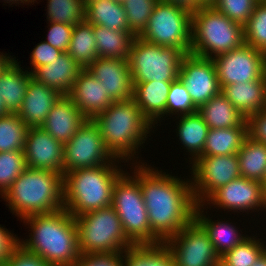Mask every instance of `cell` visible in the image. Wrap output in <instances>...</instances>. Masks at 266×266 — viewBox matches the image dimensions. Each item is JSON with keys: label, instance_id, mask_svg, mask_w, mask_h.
<instances>
[{"label": "cell", "instance_id": "obj_26", "mask_svg": "<svg viewBox=\"0 0 266 266\" xmlns=\"http://www.w3.org/2000/svg\"><path fill=\"white\" fill-rule=\"evenodd\" d=\"M197 111L209 129L247 127L246 118L222 93L213 96Z\"/></svg>", "mask_w": 266, "mask_h": 266}, {"label": "cell", "instance_id": "obj_43", "mask_svg": "<svg viewBox=\"0 0 266 266\" xmlns=\"http://www.w3.org/2000/svg\"><path fill=\"white\" fill-rule=\"evenodd\" d=\"M50 24V25H49ZM46 42L62 52H67L72 38L73 27L70 24L50 22Z\"/></svg>", "mask_w": 266, "mask_h": 266}, {"label": "cell", "instance_id": "obj_36", "mask_svg": "<svg viewBox=\"0 0 266 266\" xmlns=\"http://www.w3.org/2000/svg\"><path fill=\"white\" fill-rule=\"evenodd\" d=\"M47 21L75 26L85 20V0H48Z\"/></svg>", "mask_w": 266, "mask_h": 266}, {"label": "cell", "instance_id": "obj_47", "mask_svg": "<svg viewBox=\"0 0 266 266\" xmlns=\"http://www.w3.org/2000/svg\"><path fill=\"white\" fill-rule=\"evenodd\" d=\"M247 134L255 141L266 144V109L246 118Z\"/></svg>", "mask_w": 266, "mask_h": 266}, {"label": "cell", "instance_id": "obj_32", "mask_svg": "<svg viewBox=\"0 0 266 266\" xmlns=\"http://www.w3.org/2000/svg\"><path fill=\"white\" fill-rule=\"evenodd\" d=\"M247 135V127L209 129L200 156L237 154Z\"/></svg>", "mask_w": 266, "mask_h": 266}, {"label": "cell", "instance_id": "obj_19", "mask_svg": "<svg viewBox=\"0 0 266 266\" xmlns=\"http://www.w3.org/2000/svg\"><path fill=\"white\" fill-rule=\"evenodd\" d=\"M87 119H93L115 102L87 69H83L67 95Z\"/></svg>", "mask_w": 266, "mask_h": 266}, {"label": "cell", "instance_id": "obj_8", "mask_svg": "<svg viewBox=\"0 0 266 266\" xmlns=\"http://www.w3.org/2000/svg\"><path fill=\"white\" fill-rule=\"evenodd\" d=\"M111 206L121 220L126 237L133 245L162 243L150 229L140 183L134 175L124 172L117 179Z\"/></svg>", "mask_w": 266, "mask_h": 266}, {"label": "cell", "instance_id": "obj_13", "mask_svg": "<svg viewBox=\"0 0 266 266\" xmlns=\"http://www.w3.org/2000/svg\"><path fill=\"white\" fill-rule=\"evenodd\" d=\"M163 243L172 255L174 266H214L220 258L207 232L195 219Z\"/></svg>", "mask_w": 266, "mask_h": 266}, {"label": "cell", "instance_id": "obj_17", "mask_svg": "<svg viewBox=\"0 0 266 266\" xmlns=\"http://www.w3.org/2000/svg\"><path fill=\"white\" fill-rule=\"evenodd\" d=\"M64 144L40 127H29L24 144L26 165L63 175Z\"/></svg>", "mask_w": 266, "mask_h": 266}, {"label": "cell", "instance_id": "obj_57", "mask_svg": "<svg viewBox=\"0 0 266 266\" xmlns=\"http://www.w3.org/2000/svg\"><path fill=\"white\" fill-rule=\"evenodd\" d=\"M113 1H116V2H120L121 3L123 0H113Z\"/></svg>", "mask_w": 266, "mask_h": 266}, {"label": "cell", "instance_id": "obj_6", "mask_svg": "<svg viewBox=\"0 0 266 266\" xmlns=\"http://www.w3.org/2000/svg\"><path fill=\"white\" fill-rule=\"evenodd\" d=\"M191 31V53L204 58H213L244 44V26L213 6L192 12Z\"/></svg>", "mask_w": 266, "mask_h": 266}, {"label": "cell", "instance_id": "obj_55", "mask_svg": "<svg viewBox=\"0 0 266 266\" xmlns=\"http://www.w3.org/2000/svg\"><path fill=\"white\" fill-rule=\"evenodd\" d=\"M6 110H5V107H4V104H3V101H2V98H1V95H0V116L6 114Z\"/></svg>", "mask_w": 266, "mask_h": 266}, {"label": "cell", "instance_id": "obj_20", "mask_svg": "<svg viewBox=\"0 0 266 266\" xmlns=\"http://www.w3.org/2000/svg\"><path fill=\"white\" fill-rule=\"evenodd\" d=\"M61 96L57 90L38 82L31 75L22 107L17 115L28 127H40Z\"/></svg>", "mask_w": 266, "mask_h": 266}, {"label": "cell", "instance_id": "obj_5", "mask_svg": "<svg viewBox=\"0 0 266 266\" xmlns=\"http://www.w3.org/2000/svg\"><path fill=\"white\" fill-rule=\"evenodd\" d=\"M1 198L21 219L58 211L64 208L63 175L27 167Z\"/></svg>", "mask_w": 266, "mask_h": 266}, {"label": "cell", "instance_id": "obj_45", "mask_svg": "<svg viewBox=\"0 0 266 266\" xmlns=\"http://www.w3.org/2000/svg\"><path fill=\"white\" fill-rule=\"evenodd\" d=\"M73 266H125L124 252L80 255Z\"/></svg>", "mask_w": 266, "mask_h": 266}, {"label": "cell", "instance_id": "obj_7", "mask_svg": "<svg viewBox=\"0 0 266 266\" xmlns=\"http://www.w3.org/2000/svg\"><path fill=\"white\" fill-rule=\"evenodd\" d=\"M75 221L81 255L123 253L133 246L112 206L75 216Z\"/></svg>", "mask_w": 266, "mask_h": 266}, {"label": "cell", "instance_id": "obj_11", "mask_svg": "<svg viewBox=\"0 0 266 266\" xmlns=\"http://www.w3.org/2000/svg\"><path fill=\"white\" fill-rule=\"evenodd\" d=\"M63 149V175L81 168L98 167L109 162L119 164L123 161L115 158L106 148L93 119H86L76 134L64 143Z\"/></svg>", "mask_w": 266, "mask_h": 266}, {"label": "cell", "instance_id": "obj_39", "mask_svg": "<svg viewBox=\"0 0 266 266\" xmlns=\"http://www.w3.org/2000/svg\"><path fill=\"white\" fill-rule=\"evenodd\" d=\"M121 3L127 15L129 31L139 37L146 29L158 0H123Z\"/></svg>", "mask_w": 266, "mask_h": 266}, {"label": "cell", "instance_id": "obj_44", "mask_svg": "<svg viewBox=\"0 0 266 266\" xmlns=\"http://www.w3.org/2000/svg\"><path fill=\"white\" fill-rule=\"evenodd\" d=\"M30 55V65L31 74L40 66L52 64V61L57 60V58L63 53L57 48H54L45 40L38 43Z\"/></svg>", "mask_w": 266, "mask_h": 266}, {"label": "cell", "instance_id": "obj_41", "mask_svg": "<svg viewBox=\"0 0 266 266\" xmlns=\"http://www.w3.org/2000/svg\"><path fill=\"white\" fill-rule=\"evenodd\" d=\"M186 86L180 81H173L169 88L166 104V116L191 114L197 111ZM168 115V116H167Z\"/></svg>", "mask_w": 266, "mask_h": 266}, {"label": "cell", "instance_id": "obj_52", "mask_svg": "<svg viewBox=\"0 0 266 266\" xmlns=\"http://www.w3.org/2000/svg\"><path fill=\"white\" fill-rule=\"evenodd\" d=\"M199 7L213 6L216 0H194Z\"/></svg>", "mask_w": 266, "mask_h": 266}, {"label": "cell", "instance_id": "obj_33", "mask_svg": "<svg viewBox=\"0 0 266 266\" xmlns=\"http://www.w3.org/2000/svg\"><path fill=\"white\" fill-rule=\"evenodd\" d=\"M67 53L83 69H86L98 58L97 43L92 24L84 20L73 27L72 38Z\"/></svg>", "mask_w": 266, "mask_h": 266}, {"label": "cell", "instance_id": "obj_35", "mask_svg": "<svg viewBox=\"0 0 266 266\" xmlns=\"http://www.w3.org/2000/svg\"><path fill=\"white\" fill-rule=\"evenodd\" d=\"M28 128L17 113L0 116V152L23 151Z\"/></svg>", "mask_w": 266, "mask_h": 266}, {"label": "cell", "instance_id": "obj_29", "mask_svg": "<svg viewBox=\"0 0 266 266\" xmlns=\"http://www.w3.org/2000/svg\"><path fill=\"white\" fill-rule=\"evenodd\" d=\"M85 20L111 30L129 31L122 3L113 0H85Z\"/></svg>", "mask_w": 266, "mask_h": 266}, {"label": "cell", "instance_id": "obj_40", "mask_svg": "<svg viewBox=\"0 0 266 266\" xmlns=\"http://www.w3.org/2000/svg\"><path fill=\"white\" fill-rule=\"evenodd\" d=\"M27 168L24 151L0 152V195L9 189L13 182Z\"/></svg>", "mask_w": 266, "mask_h": 266}, {"label": "cell", "instance_id": "obj_28", "mask_svg": "<svg viewBox=\"0 0 266 266\" xmlns=\"http://www.w3.org/2000/svg\"><path fill=\"white\" fill-rule=\"evenodd\" d=\"M179 121L177 125V137L186 152L190 153V164H192L202 153L209 131V126L203 121L198 111L191 114L176 116ZM180 117V118H179Z\"/></svg>", "mask_w": 266, "mask_h": 266}, {"label": "cell", "instance_id": "obj_25", "mask_svg": "<svg viewBox=\"0 0 266 266\" xmlns=\"http://www.w3.org/2000/svg\"><path fill=\"white\" fill-rule=\"evenodd\" d=\"M204 204H197L195 210V220L207 232L210 241L212 242L215 252L222 257L227 251L233 249L237 244L241 243L248 235H242L236 228L229 222L213 221L209 216L204 215Z\"/></svg>", "mask_w": 266, "mask_h": 266}, {"label": "cell", "instance_id": "obj_30", "mask_svg": "<svg viewBox=\"0 0 266 266\" xmlns=\"http://www.w3.org/2000/svg\"><path fill=\"white\" fill-rule=\"evenodd\" d=\"M98 57L128 59L135 36L130 31L111 30L93 25Z\"/></svg>", "mask_w": 266, "mask_h": 266}, {"label": "cell", "instance_id": "obj_34", "mask_svg": "<svg viewBox=\"0 0 266 266\" xmlns=\"http://www.w3.org/2000/svg\"><path fill=\"white\" fill-rule=\"evenodd\" d=\"M125 266H174L172 255L164 243L133 245L124 252Z\"/></svg>", "mask_w": 266, "mask_h": 266}, {"label": "cell", "instance_id": "obj_24", "mask_svg": "<svg viewBox=\"0 0 266 266\" xmlns=\"http://www.w3.org/2000/svg\"><path fill=\"white\" fill-rule=\"evenodd\" d=\"M221 93L247 118L266 109V75L256 81L229 84Z\"/></svg>", "mask_w": 266, "mask_h": 266}, {"label": "cell", "instance_id": "obj_48", "mask_svg": "<svg viewBox=\"0 0 266 266\" xmlns=\"http://www.w3.org/2000/svg\"><path fill=\"white\" fill-rule=\"evenodd\" d=\"M18 245L19 238L17 235L0 225V265H3Z\"/></svg>", "mask_w": 266, "mask_h": 266}, {"label": "cell", "instance_id": "obj_46", "mask_svg": "<svg viewBox=\"0 0 266 266\" xmlns=\"http://www.w3.org/2000/svg\"><path fill=\"white\" fill-rule=\"evenodd\" d=\"M3 266H51L38 255L27 251L20 244L13 250Z\"/></svg>", "mask_w": 266, "mask_h": 266}, {"label": "cell", "instance_id": "obj_3", "mask_svg": "<svg viewBox=\"0 0 266 266\" xmlns=\"http://www.w3.org/2000/svg\"><path fill=\"white\" fill-rule=\"evenodd\" d=\"M93 120L99 127L106 148L124 163L136 158L137 150L153 129L132 98L113 102Z\"/></svg>", "mask_w": 266, "mask_h": 266}, {"label": "cell", "instance_id": "obj_42", "mask_svg": "<svg viewBox=\"0 0 266 266\" xmlns=\"http://www.w3.org/2000/svg\"><path fill=\"white\" fill-rule=\"evenodd\" d=\"M259 0H216L213 5L219 12L234 22L245 25Z\"/></svg>", "mask_w": 266, "mask_h": 266}, {"label": "cell", "instance_id": "obj_54", "mask_svg": "<svg viewBox=\"0 0 266 266\" xmlns=\"http://www.w3.org/2000/svg\"><path fill=\"white\" fill-rule=\"evenodd\" d=\"M214 266H233V265H230L228 264L222 257H220Z\"/></svg>", "mask_w": 266, "mask_h": 266}, {"label": "cell", "instance_id": "obj_38", "mask_svg": "<svg viewBox=\"0 0 266 266\" xmlns=\"http://www.w3.org/2000/svg\"><path fill=\"white\" fill-rule=\"evenodd\" d=\"M262 240L257 239L255 235L248 236L233 249L227 251L222 258L233 266H251L266 250V245Z\"/></svg>", "mask_w": 266, "mask_h": 266}, {"label": "cell", "instance_id": "obj_22", "mask_svg": "<svg viewBox=\"0 0 266 266\" xmlns=\"http://www.w3.org/2000/svg\"><path fill=\"white\" fill-rule=\"evenodd\" d=\"M82 70L67 52H63L52 64L38 67L32 77L62 95H68Z\"/></svg>", "mask_w": 266, "mask_h": 266}, {"label": "cell", "instance_id": "obj_56", "mask_svg": "<svg viewBox=\"0 0 266 266\" xmlns=\"http://www.w3.org/2000/svg\"><path fill=\"white\" fill-rule=\"evenodd\" d=\"M264 187L266 188V172H265V179H264Z\"/></svg>", "mask_w": 266, "mask_h": 266}, {"label": "cell", "instance_id": "obj_9", "mask_svg": "<svg viewBox=\"0 0 266 266\" xmlns=\"http://www.w3.org/2000/svg\"><path fill=\"white\" fill-rule=\"evenodd\" d=\"M184 55L179 48L163 47L135 37L128 55L132 83L177 80Z\"/></svg>", "mask_w": 266, "mask_h": 266}, {"label": "cell", "instance_id": "obj_1", "mask_svg": "<svg viewBox=\"0 0 266 266\" xmlns=\"http://www.w3.org/2000/svg\"><path fill=\"white\" fill-rule=\"evenodd\" d=\"M132 160L134 176L139 180L152 233L163 243L195 219V201L191 179H180L147 163ZM142 164V165H141ZM157 169V170H156ZM168 173V174H166Z\"/></svg>", "mask_w": 266, "mask_h": 266}, {"label": "cell", "instance_id": "obj_51", "mask_svg": "<svg viewBox=\"0 0 266 266\" xmlns=\"http://www.w3.org/2000/svg\"><path fill=\"white\" fill-rule=\"evenodd\" d=\"M251 266H266V250L258 257Z\"/></svg>", "mask_w": 266, "mask_h": 266}, {"label": "cell", "instance_id": "obj_4", "mask_svg": "<svg viewBox=\"0 0 266 266\" xmlns=\"http://www.w3.org/2000/svg\"><path fill=\"white\" fill-rule=\"evenodd\" d=\"M120 166V167H119ZM116 162L63 175L64 209L73 217L112 205L113 189L125 172Z\"/></svg>", "mask_w": 266, "mask_h": 266}, {"label": "cell", "instance_id": "obj_53", "mask_svg": "<svg viewBox=\"0 0 266 266\" xmlns=\"http://www.w3.org/2000/svg\"><path fill=\"white\" fill-rule=\"evenodd\" d=\"M4 1H5L4 3H9V5L11 4V6H12V4H15V3L16 4L23 3V5L28 3L27 5H29L30 3L33 2V4H34V2L37 0H4Z\"/></svg>", "mask_w": 266, "mask_h": 266}, {"label": "cell", "instance_id": "obj_21", "mask_svg": "<svg viewBox=\"0 0 266 266\" xmlns=\"http://www.w3.org/2000/svg\"><path fill=\"white\" fill-rule=\"evenodd\" d=\"M87 118L67 95L54 104L41 127L61 143L68 142Z\"/></svg>", "mask_w": 266, "mask_h": 266}, {"label": "cell", "instance_id": "obj_10", "mask_svg": "<svg viewBox=\"0 0 266 266\" xmlns=\"http://www.w3.org/2000/svg\"><path fill=\"white\" fill-rule=\"evenodd\" d=\"M191 30V11L158 1L149 17L146 29L139 37L146 42L179 48L184 54H190Z\"/></svg>", "mask_w": 266, "mask_h": 266}, {"label": "cell", "instance_id": "obj_37", "mask_svg": "<svg viewBox=\"0 0 266 266\" xmlns=\"http://www.w3.org/2000/svg\"><path fill=\"white\" fill-rule=\"evenodd\" d=\"M244 43L266 53V0H259L244 25Z\"/></svg>", "mask_w": 266, "mask_h": 266}, {"label": "cell", "instance_id": "obj_12", "mask_svg": "<svg viewBox=\"0 0 266 266\" xmlns=\"http://www.w3.org/2000/svg\"><path fill=\"white\" fill-rule=\"evenodd\" d=\"M195 201L202 204L214 191L241 177L237 154L199 156L190 168Z\"/></svg>", "mask_w": 266, "mask_h": 266}, {"label": "cell", "instance_id": "obj_23", "mask_svg": "<svg viewBox=\"0 0 266 266\" xmlns=\"http://www.w3.org/2000/svg\"><path fill=\"white\" fill-rule=\"evenodd\" d=\"M171 83L160 81L133 83L132 99L153 127L155 124L158 126V121L161 119L165 120L167 95Z\"/></svg>", "mask_w": 266, "mask_h": 266}, {"label": "cell", "instance_id": "obj_49", "mask_svg": "<svg viewBox=\"0 0 266 266\" xmlns=\"http://www.w3.org/2000/svg\"><path fill=\"white\" fill-rule=\"evenodd\" d=\"M158 1H162L165 3H170L173 5H177V6H181L191 12H193L194 10H197L199 8V6L195 3L194 0H158Z\"/></svg>", "mask_w": 266, "mask_h": 266}, {"label": "cell", "instance_id": "obj_2", "mask_svg": "<svg viewBox=\"0 0 266 266\" xmlns=\"http://www.w3.org/2000/svg\"><path fill=\"white\" fill-rule=\"evenodd\" d=\"M29 225L28 239H19L27 251L41 257L51 266H73L80 258L75 217L64 208L22 219Z\"/></svg>", "mask_w": 266, "mask_h": 266}, {"label": "cell", "instance_id": "obj_27", "mask_svg": "<svg viewBox=\"0 0 266 266\" xmlns=\"http://www.w3.org/2000/svg\"><path fill=\"white\" fill-rule=\"evenodd\" d=\"M20 66L16 60L0 74V95L5 110L9 113H17L21 109L32 75Z\"/></svg>", "mask_w": 266, "mask_h": 266}, {"label": "cell", "instance_id": "obj_18", "mask_svg": "<svg viewBox=\"0 0 266 266\" xmlns=\"http://www.w3.org/2000/svg\"><path fill=\"white\" fill-rule=\"evenodd\" d=\"M86 69L102 82L105 92L114 101L132 98L133 83L128 59L98 57Z\"/></svg>", "mask_w": 266, "mask_h": 266}, {"label": "cell", "instance_id": "obj_14", "mask_svg": "<svg viewBox=\"0 0 266 266\" xmlns=\"http://www.w3.org/2000/svg\"><path fill=\"white\" fill-rule=\"evenodd\" d=\"M221 89L235 83L256 81L265 76L266 53L247 44L213 57Z\"/></svg>", "mask_w": 266, "mask_h": 266}, {"label": "cell", "instance_id": "obj_50", "mask_svg": "<svg viewBox=\"0 0 266 266\" xmlns=\"http://www.w3.org/2000/svg\"><path fill=\"white\" fill-rule=\"evenodd\" d=\"M15 59L16 58L11 57V55L9 56L6 53L0 52V74L11 66L12 63L16 61Z\"/></svg>", "mask_w": 266, "mask_h": 266}, {"label": "cell", "instance_id": "obj_15", "mask_svg": "<svg viewBox=\"0 0 266 266\" xmlns=\"http://www.w3.org/2000/svg\"><path fill=\"white\" fill-rule=\"evenodd\" d=\"M202 204L243 213L260 208L266 211V188L260 181L241 176L218 188Z\"/></svg>", "mask_w": 266, "mask_h": 266}, {"label": "cell", "instance_id": "obj_31", "mask_svg": "<svg viewBox=\"0 0 266 266\" xmlns=\"http://www.w3.org/2000/svg\"><path fill=\"white\" fill-rule=\"evenodd\" d=\"M242 177L260 181L264 185L266 172V144L255 141L248 135L237 153Z\"/></svg>", "mask_w": 266, "mask_h": 266}, {"label": "cell", "instance_id": "obj_16", "mask_svg": "<svg viewBox=\"0 0 266 266\" xmlns=\"http://www.w3.org/2000/svg\"><path fill=\"white\" fill-rule=\"evenodd\" d=\"M178 78L186 86L197 108L222 90L212 58L185 54L181 60Z\"/></svg>", "mask_w": 266, "mask_h": 266}]
</instances>
